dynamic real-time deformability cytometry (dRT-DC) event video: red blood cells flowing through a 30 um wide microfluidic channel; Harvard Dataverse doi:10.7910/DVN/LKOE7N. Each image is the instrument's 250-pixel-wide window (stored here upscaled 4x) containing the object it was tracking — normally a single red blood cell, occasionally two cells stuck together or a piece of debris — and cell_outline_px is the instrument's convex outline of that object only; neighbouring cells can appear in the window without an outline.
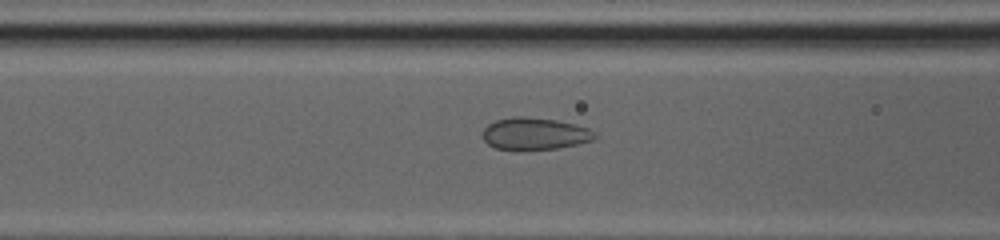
{"species": "common noctule bat (a hibernating species)", "species_latin": "Nyctalus noctula", "temperature_condition": "cold", "stored_images_in_passage": 10, "camera_frame_rate_fps": 3000, "um_per_image_px": 0.085, "animal": {"sex": "female", "body_mass_g": 20.0, "forearm_length_mm": 54.0}, "frame": {"image": 1, "passage_image": 5, "time_ms": 1.333, "image_size_px": [1000, 240], "cell_outline_px": [[600, 136], [592, 140], [576, 144], [556, 148], [496, 148], [488, 144], [484, 140], [484, 128], [488, 124], [496, 120], [512, 116], [524, 116], [556, 120], [576, 124], [588, 128], [596, 132]], "centroid_in_image_um": [45.5, 11.33], "position_along_channel_um": 121.1, "area_um2": 20.58}}
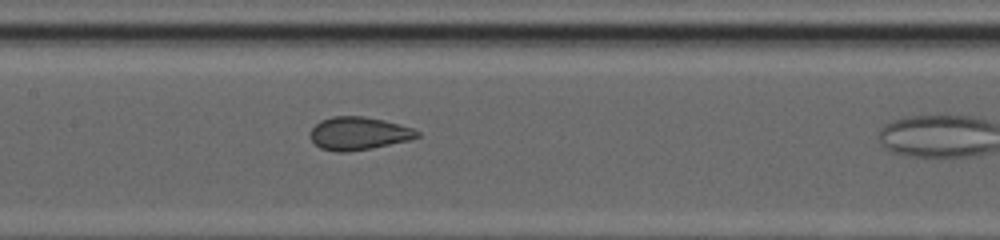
{"frame": {"image": 2, "passage_image": 9, "time_ms": 2.667, "image_size_px": [1000, 240], "cell_outline_px": [[420, 136], [408, 140], [372, 148], [348, 152], [340, 152], [320, 148], [312, 140], [312, 128], [320, 120], [332, 116], [364, 116], [384, 120], [412, 128], [420, 132]], "centroid_in_image_um": [30.49, 11.33], "position_along_channel_um": 176.9, "area_um2": 20.35}}